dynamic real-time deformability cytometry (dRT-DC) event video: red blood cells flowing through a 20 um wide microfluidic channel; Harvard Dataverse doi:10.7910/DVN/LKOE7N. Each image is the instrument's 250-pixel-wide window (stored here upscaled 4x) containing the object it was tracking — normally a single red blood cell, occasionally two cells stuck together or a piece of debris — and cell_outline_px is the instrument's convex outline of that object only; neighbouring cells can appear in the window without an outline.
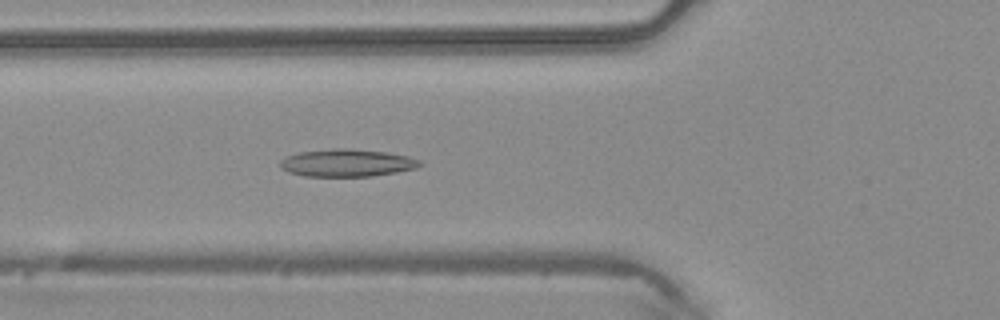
{"species": "common noctule bat (a hibernating species)", "species_latin": "Nyctalus noctula", "temperature_condition": "warm", "stored_images_in_passage": 48, "camera_frame_rate_fps": 3000, "um_per_image_px": 0.085, "animal": {"sex": "male", "body_mass_g": 20.4}, "frame": {"image": 1, "passage_image": 18, "time_ms": 5.667, "image_size_px": [1000, 320], "cell_outline_px": [[424, 164], [416, 168], [396, 172], [372, 176], [304, 176], [288, 172], [280, 168], [280, 160], [284, 156], [300, 152], [332, 148], [352, 148], [388, 152], [408, 156], [420, 160]], "centroid_in_image_um": [29.48, 13.83], "position_along_channel_um": 96.3, "area_um2": 22.66}}
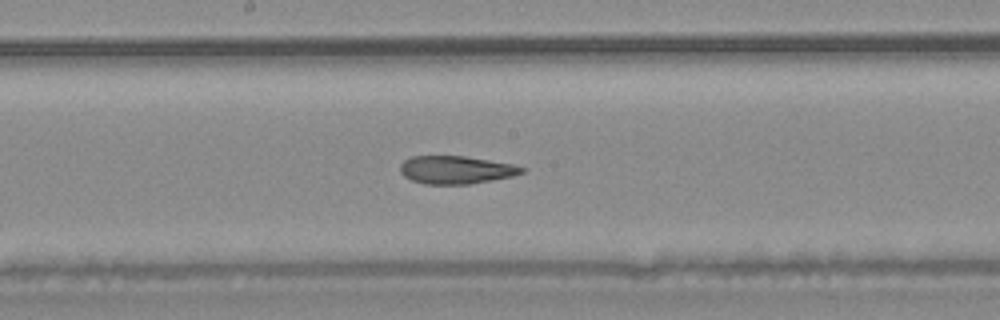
{"frame": {"image": 2, "passage_image": 26, "time_ms": 8.333, "image_size_px": [1000, 320], "cell_outline_px": [[524, 172], [512, 176], [492, 180], [468, 184], [424, 184], [412, 180], [404, 176], [400, 172], [400, 164], [404, 160], [412, 156], [464, 156], [512, 164], [524, 168]], "centroid_in_image_um": [38.72, 14.44], "position_along_channel_um": 209.5, "area_um2": 19.65}}
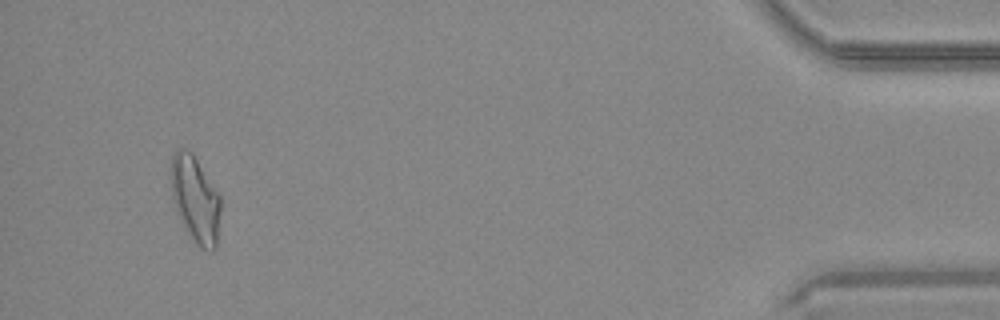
{"frame": {"image": 3, "passage_image": 46, "time_ms": 15.0, "image_size_px": [1000, 320], "cell_outline_px": [[220, 212], [216, 248], [212, 252], [200, 248], [196, 244], [188, 232], [176, 212], [172, 196], [172, 156], [180, 148], [184, 148], [192, 152], [220, 196]], "centroid_in_image_um": [16.62, 16.97], "position_along_channel_um": 418.6, "area_um2": 24.62}, "authors_computed_cell_mechanics": {"area_um2": 22.3975, "velocity_mm_per_s": 4.223, "shape_relaxation_time_tau1_ms": null, "shape_relaxation_time_tau2_ms": 2.0595, "deformation_change_tau1": null, "deformation_change_tau2": 0.0964}}